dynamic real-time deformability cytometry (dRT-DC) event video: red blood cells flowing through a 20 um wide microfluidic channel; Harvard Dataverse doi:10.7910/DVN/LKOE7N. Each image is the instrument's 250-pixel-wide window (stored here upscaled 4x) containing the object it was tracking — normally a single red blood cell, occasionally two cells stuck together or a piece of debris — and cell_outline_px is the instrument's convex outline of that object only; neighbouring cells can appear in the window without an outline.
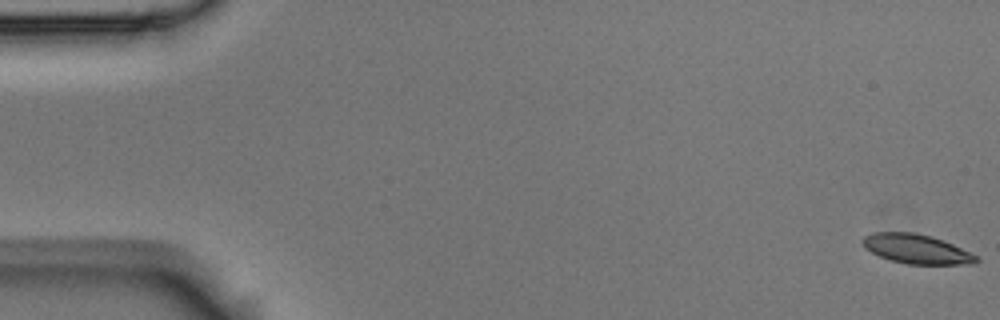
{"species": "Egyptian fruit bat (a non-hibernating species)", "species_latin": "Rousettus aegyptiacus", "temperature_condition": "room temperature", "stored_images_in_passage": 6, "camera_frame_rate_fps": 3000, "um_per_image_px": 0.085, "animal": {"sex": "male"}, "frame": {"image": 1, "passage_image": 1, "time_ms": 0.0, "image_size_px": [1000, 320], "cell_outline_px": [[980, 260], [976, 264], [908, 264], [892, 260], [880, 256], [864, 248], [860, 240], [864, 236], [872, 232], [912, 232], [932, 236], [952, 244], [976, 256]], "centroid_in_image_um": [77.86, 21.15], "position_along_channel_um": 7.1, "area_um2": 19.36}}
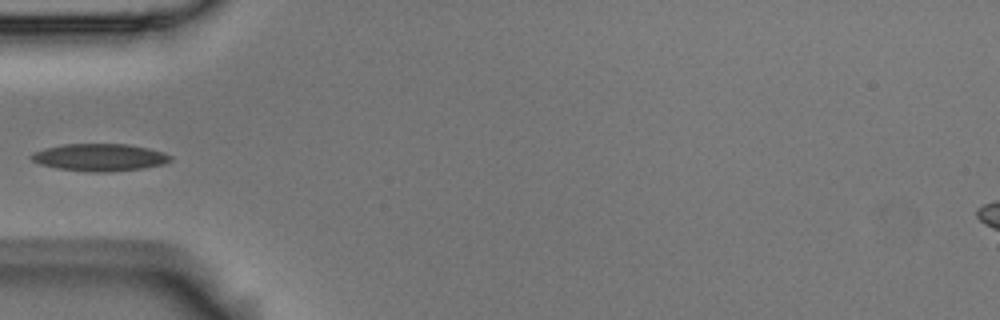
{"frame": {"image": 2, "passage_image": 5, "time_ms": 1.333, "image_size_px": [1000, 320], "cell_outline_px": [[172, 160], [164, 164], [144, 168], [108, 172], [92, 172], [60, 168], [40, 164], [32, 160], [28, 156], [32, 152], [44, 148], [64, 144], [128, 144], [148, 148], [164, 152], [172, 156]], "centroid_in_image_um": [8.48, 13.37], "position_along_channel_um": 76.5, "area_um2": 22.2}}
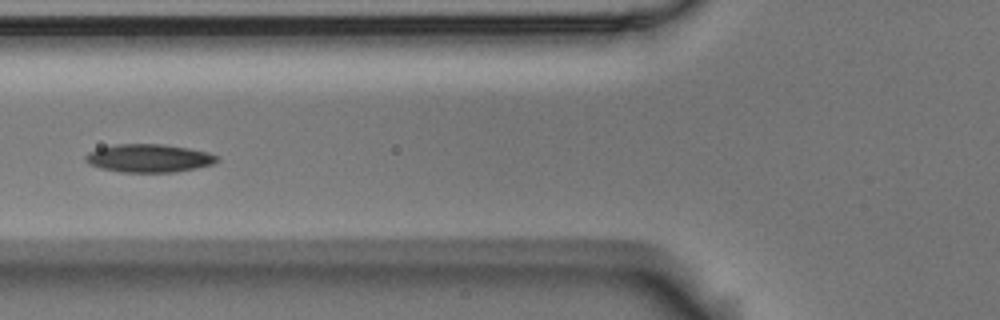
{"frame": {"image": 3, "passage_image": 6, "time_ms": 1.667, "image_size_px": [1000, 320], "cell_outline_px": [[220, 160], [212, 164], [176, 172], [120, 172], [100, 168], [88, 164], [84, 160], [84, 156], [88, 152], [96, 148], [116, 144], [160, 144], [188, 148], [208, 152], [220, 156]], "centroid_in_image_um": [12.62, 13.44], "position_along_channel_um": 113.2, "area_um2": 21.73}}